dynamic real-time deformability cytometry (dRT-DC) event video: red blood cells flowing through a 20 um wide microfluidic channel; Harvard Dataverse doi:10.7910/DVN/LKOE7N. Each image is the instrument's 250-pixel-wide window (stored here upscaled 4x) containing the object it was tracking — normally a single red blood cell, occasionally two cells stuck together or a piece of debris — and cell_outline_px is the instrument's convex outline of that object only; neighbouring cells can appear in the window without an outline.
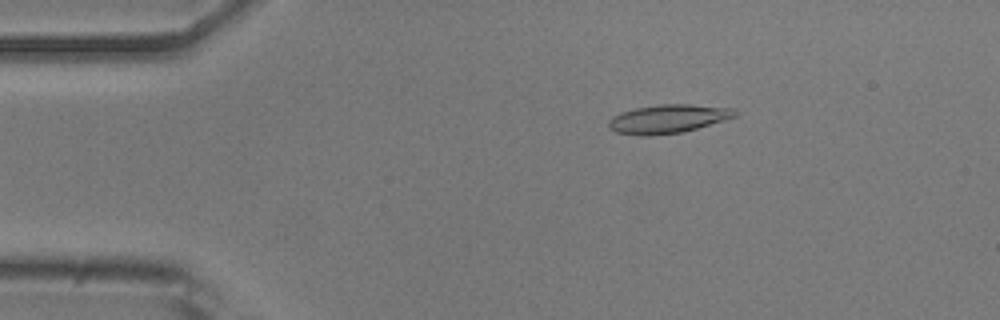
{"species": "common noctule bat (a hibernating species)", "species_latin": "Nyctalus noctula", "temperature_condition": "room temperature", "stored_images_in_passage": 52, "camera_frame_rate_fps": 3000, "um_per_image_px": 0.085, "animal": {"sex": "male", "body_mass_g": 20.5, "forearm_length_mm": 52.5}, "frame": {"image": 1, "passage_image": 9, "time_ms": 2.667, "image_size_px": [1000, 320], "cell_outline_px": [[736, 116], [724, 120], [684, 132], [648, 136], [640, 136], [616, 132], [608, 128], [608, 120], [612, 116], [620, 112], [636, 108], [660, 104], [688, 104], [736, 108]], "centroid_in_image_um": [56.75, 10.1], "position_along_channel_um": 28.2, "area_um2": 21.21}}
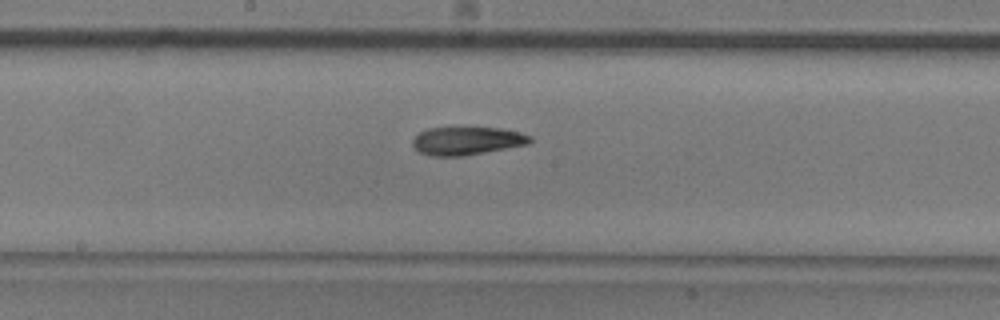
{"frame": {"image": 2, "passage_image": 27, "time_ms": 8.667, "image_size_px": [1000, 320], "cell_outline_px": [[532, 140], [528, 144], [464, 156], [432, 156], [420, 152], [412, 144], [412, 140], [420, 132], [428, 128], [500, 128], [520, 132], [532, 136]], "centroid_in_image_um": [39.7, 11.97], "position_along_channel_um": 208.5, "area_um2": 19.07}}
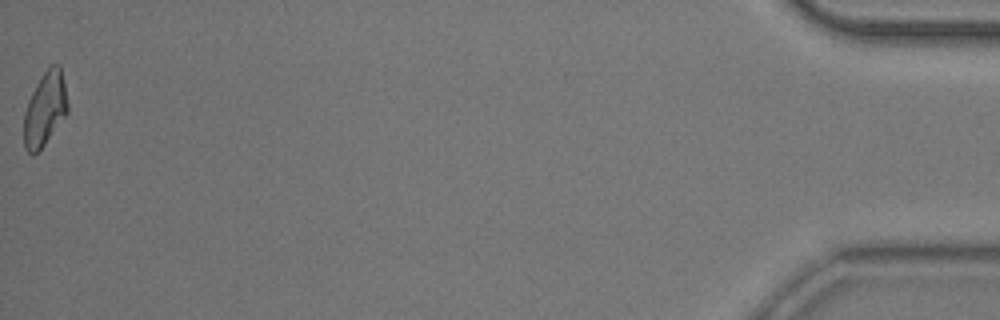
{"frame": {"image": 3, "passage_image": 52, "time_ms": 17.0, "image_size_px": [1000, 320], "cell_outline_px": [[68, 112], [44, 144], [32, 156], [24, 148], [24, 112], [28, 100], [36, 84], [44, 72], [52, 64], [60, 64], [68, 104]], "centroid_in_image_um": [3.81, 9.26], "position_along_channel_um": 431.4, "area_um2": 18.61}, "authors_computed_cell_mechanics": {"area_um2": 19.6809, "velocity_mm_per_s": 3.881, "shape_relaxation_time_tau1_ms": 7.385, "shape_relaxation_time_tau2_ms": 5.2767, "deformation_change_tau1": 0.2074, "deformation_change_tau2": 0.1472}}